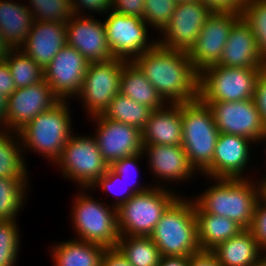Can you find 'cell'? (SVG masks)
I'll return each instance as SVG.
<instances>
[{
    "label": "cell",
    "instance_id": "52a82bcc",
    "mask_svg": "<svg viewBox=\"0 0 266 266\" xmlns=\"http://www.w3.org/2000/svg\"><path fill=\"white\" fill-rule=\"evenodd\" d=\"M264 69L209 66L199 73V99L202 102L253 99L257 78Z\"/></svg>",
    "mask_w": 266,
    "mask_h": 266
},
{
    "label": "cell",
    "instance_id": "5b68a950",
    "mask_svg": "<svg viewBox=\"0 0 266 266\" xmlns=\"http://www.w3.org/2000/svg\"><path fill=\"white\" fill-rule=\"evenodd\" d=\"M65 101L60 100L23 127L17 138L24 141L21 145L24 144L25 148L28 146L56 162L72 135L70 111Z\"/></svg>",
    "mask_w": 266,
    "mask_h": 266
},
{
    "label": "cell",
    "instance_id": "2e32d148",
    "mask_svg": "<svg viewBox=\"0 0 266 266\" xmlns=\"http://www.w3.org/2000/svg\"><path fill=\"white\" fill-rule=\"evenodd\" d=\"M59 101L45 80L16 89L7 98V129L12 128L14 135L17 134L36 116L49 110Z\"/></svg>",
    "mask_w": 266,
    "mask_h": 266
},
{
    "label": "cell",
    "instance_id": "9f6ffc18",
    "mask_svg": "<svg viewBox=\"0 0 266 266\" xmlns=\"http://www.w3.org/2000/svg\"><path fill=\"white\" fill-rule=\"evenodd\" d=\"M266 255V254H265ZM264 255V257H263V261L266 263V256Z\"/></svg>",
    "mask_w": 266,
    "mask_h": 266
},
{
    "label": "cell",
    "instance_id": "ffe728a7",
    "mask_svg": "<svg viewBox=\"0 0 266 266\" xmlns=\"http://www.w3.org/2000/svg\"><path fill=\"white\" fill-rule=\"evenodd\" d=\"M218 65L234 68H266L254 32L242 17L230 30Z\"/></svg>",
    "mask_w": 266,
    "mask_h": 266
},
{
    "label": "cell",
    "instance_id": "f35d334b",
    "mask_svg": "<svg viewBox=\"0 0 266 266\" xmlns=\"http://www.w3.org/2000/svg\"><path fill=\"white\" fill-rule=\"evenodd\" d=\"M249 230L252 232L259 247L266 251V197L263 194L256 203L253 221Z\"/></svg>",
    "mask_w": 266,
    "mask_h": 266
},
{
    "label": "cell",
    "instance_id": "e575fe53",
    "mask_svg": "<svg viewBox=\"0 0 266 266\" xmlns=\"http://www.w3.org/2000/svg\"><path fill=\"white\" fill-rule=\"evenodd\" d=\"M30 2L32 6L30 12H33L36 21L66 24L73 15L71 0H30Z\"/></svg>",
    "mask_w": 266,
    "mask_h": 266
},
{
    "label": "cell",
    "instance_id": "4316f807",
    "mask_svg": "<svg viewBox=\"0 0 266 266\" xmlns=\"http://www.w3.org/2000/svg\"><path fill=\"white\" fill-rule=\"evenodd\" d=\"M201 250L212 251L219 244L244 230L235 221L209 213H195Z\"/></svg>",
    "mask_w": 266,
    "mask_h": 266
},
{
    "label": "cell",
    "instance_id": "9a60e30c",
    "mask_svg": "<svg viewBox=\"0 0 266 266\" xmlns=\"http://www.w3.org/2000/svg\"><path fill=\"white\" fill-rule=\"evenodd\" d=\"M88 64L81 53L66 44L43 69L44 80L60 100L78 96Z\"/></svg>",
    "mask_w": 266,
    "mask_h": 266
},
{
    "label": "cell",
    "instance_id": "f1b7e54d",
    "mask_svg": "<svg viewBox=\"0 0 266 266\" xmlns=\"http://www.w3.org/2000/svg\"><path fill=\"white\" fill-rule=\"evenodd\" d=\"M154 110L118 93L103 115L106 118L143 130Z\"/></svg>",
    "mask_w": 266,
    "mask_h": 266
},
{
    "label": "cell",
    "instance_id": "9c48e42d",
    "mask_svg": "<svg viewBox=\"0 0 266 266\" xmlns=\"http://www.w3.org/2000/svg\"><path fill=\"white\" fill-rule=\"evenodd\" d=\"M56 162L57 165L60 163L64 176L77 181L84 189L92 188L109 167L102 158L95 137L90 136L71 135Z\"/></svg>",
    "mask_w": 266,
    "mask_h": 266
},
{
    "label": "cell",
    "instance_id": "7a4b0ae2",
    "mask_svg": "<svg viewBox=\"0 0 266 266\" xmlns=\"http://www.w3.org/2000/svg\"><path fill=\"white\" fill-rule=\"evenodd\" d=\"M214 181L217 183L213 187L194 200L195 213L227 217L243 229H250L262 186H254L243 178H214Z\"/></svg>",
    "mask_w": 266,
    "mask_h": 266
},
{
    "label": "cell",
    "instance_id": "681fc988",
    "mask_svg": "<svg viewBox=\"0 0 266 266\" xmlns=\"http://www.w3.org/2000/svg\"><path fill=\"white\" fill-rule=\"evenodd\" d=\"M12 50L13 48L6 41L4 35L0 32V62L4 61Z\"/></svg>",
    "mask_w": 266,
    "mask_h": 266
},
{
    "label": "cell",
    "instance_id": "d4e9b609",
    "mask_svg": "<svg viewBox=\"0 0 266 266\" xmlns=\"http://www.w3.org/2000/svg\"><path fill=\"white\" fill-rule=\"evenodd\" d=\"M120 93L153 110L162 109L166 104L158 91L145 78L144 73L131 60L123 64Z\"/></svg>",
    "mask_w": 266,
    "mask_h": 266
},
{
    "label": "cell",
    "instance_id": "d590c367",
    "mask_svg": "<svg viewBox=\"0 0 266 266\" xmlns=\"http://www.w3.org/2000/svg\"><path fill=\"white\" fill-rule=\"evenodd\" d=\"M15 220L0 221V266H13L19 251L18 226Z\"/></svg>",
    "mask_w": 266,
    "mask_h": 266
},
{
    "label": "cell",
    "instance_id": "6da1fadb",
    "mask_svg": "<svg viewBox=\"0 0 266 266\" xmlns=\"http://www.w3.org/2000/svg\"><path fill=\"white\" fill-rule=\"evenodd\" d=\"M133 62L162 98L170 100L169 104L199 99V73L186 51L168 49L157 43Z\"/></svg>",
    "mask_w": 266,
    "mask_h": 266
},
{
    "label": "cell",
    "instance_id": "ac0fdd59",
    "mask_svg": "<svg viewBox=\"0 0 266 266\" xmlns=\"http://www.w3.org/2000/svg\"><path fill=\"white\" fill-rule=\"evenodd\" d=\"M80 14H73L66 23L67 45L74 47L89 63L114 58L107 44L105 24Z\"/></svg>",
    "mask_w": 266,
    "mask_h": 266
},
{
    "label": "cell",
    "instance_id": "b9f144b4",
    "mask_svg": "<svg viewBox=\"0 0 266 266\" xmlns=\"http://www.w3.org/2000/svg\"><path fill=\"white\" fill-rule=\"evenodd\" d=\"M78 1V2H77ZM79 4V5H78ZM83 5V6H82ZM90 9L94 12H107L111 9V0H71V7L73 9V14L77 15L80 11H82V7ZM80 7V9H78ZM80 10V11H79Z\"/></svg>",
    "mask_w": 266,
    "mask_h": 266
},
{
    "label": "cell",
    "instance_id": "f546056e",
    "mask_svg": "<svg viewBox=\"0 0 266 266\" xmlns=\"http://www.w3.org/2000/svg\"><path fill=\"white\" fill-rule=\"evenodd\" d=\"M116 248L133 266H158L161 254L150 237L120 236Z\"/></svg>",
    "mask_w": 266,
    "mask_h": 266
},
{
    "label": "cell",
    "instance_id": "44dd1931",
    "mask_svg": "<svg viewBox=\"0 0 266 266\" xmlns=\"http://www.w3.org/2000/svg\"><path fill=\"white\" fill-rule=\"evenodd\" d=\"M66 37V24L34 20L20 49L44 69L67 44Z\"/></svg>",
    "mask_w": 266,
    "mask_h": 266
},
{
    "label": "cell",
    "instance_id": "3957f363",
    "mask_svg": "<svg viewBox=\"0 0 266 266\" xmlns=\"http://www.w3.org/2000/svg\"><path fill=\"white\" fill-rule=\"evenodd\" d=\"M178 197L164 212L149 236L161 256H190L201 251L195 203Z\"/></svg>",
    "mask_w": 266,
    "mask_h": 266
},
{
    "label": "cell",
    "instance_id": "74e56055",
    "mask_svg": "<svg viewBox=\"0 0 266 266\" xmlns=\"http://www.w3.org/2000/svg\"><path fill=\"white\" fill-rule=\"evenodd\" d=\"M120 179L119 174H117L110 166L108 167V169L106 170V173L100 177L94 184L92 187H98L100 185V188H102L104 191H114V185L116 182H118V180ZM120 182V181H119ZM135 184H133V187L131 189V186H129L128 188L125 189V193L122 197H120V199L118 200V202L116 201V204H113V206L117 209L119 206H121L123 203H125L126 201H128L132 196H134V194L136 193H140L143 191H146L147 189H149L150 187H140L138 186V188L136 186H134ZM128 186V185H127ZM136 187V188H135ZM118 189V188H117ZM117 192V191H116ZM114 193L116 196L118 195V193ZM122 192V191H121ZM113 193V192H112ZM120 194H123L120 193ZM119 194V195H120Z\"/></svg>",
    "mask_w": 266,
    "mask_h": 266
},
{
    "label": "cell",
    "instance_id": "30bf717a",
    "mask_svg": "<svg viewBox=\"0 0 266 266\" xmlns=\"http://www.w3.org/2000/svg\"><path fill=\"white\" fill-rule=\"evenodd\" d=\"M125 61L112 58L108 61L88 64L78 97L82 96V102L91 114L89 116L103 114L112 99L120 93L121 72Z\"/></svg>",
    "mask_w": 266,
    "mask_h": 266
},
{
    "label": "cell",
    "instance_id": "8992f818",
    "mask_svg": "<svg viewBox=\"0 0 266 266\" xmlns=\"http://www.w3.org/2000/svg\"><path fill=\"white\" fill-rule=\"evenodd\" d=\"M152 188L134 194L117 208L120 236L149 237L164 212L178 198L163 187Z\"/></svg>",
    "mask_w": 266,
    "mask_h": 266
},
{
    "label": "cell",
    "instance_id": "8fae6325",
    "mask_svg": "<svg viewBox=\"0 0 266 266\" xmlns=\"http://www.w3.org/2000/svg\"><path fill=\"white\" fill-rule=\"evenodd\" d=\"M240 18L241 12L213 11L206 19L195 44L187 52L198 73L219 64L230 30Z\"/></svg>",
    "mask_w": 266,
    "mask_h": 266
},
{
    "label": "cell",
    "instance_id": "ee69618b",
    "mask_svg": "<svg viewBox=\"0 0 266 266\" xmlns=\"http://www.w3.org/2000/svg\"><path fill=\"white\" fill-rule=\"evenodd\" d=\"M16 90L7 62H0V94L8 98Z\"/></svg>",
    "mask_w": 266,
    "mask_h": 266
},
{
    "label": "cell",
    "instance_id": "7402d4cb",
    "mask_svg": "<svg viewBox=\"0 0 266 266\" xmlns=\"http://www.w3.org/2000/svg\"><path fill=\"white\" fill-rule=\"evenodd\" d=\"M169 108L164 107L151 113L141 131L143 146L150 144L182 146L181 103L170 104Z\"/></svg>",
    "mask_w": 266,
    "mask_h": 266
},
{
    "label": "cell",
    "instance_id": "f5cc1de1",
    "mask_svg": "<svg viewBox=\"0 0 266 266\" xmlns=\"http://www.w3.org/2000/svg\"><path fill=\"white\" fill-rule=\"evenodd\" d=\"M263 139H266V133H265ZM259 184H260V185L262 186V188H263V187L266 185V178H265V180H262L261 183H259Z\"/></svg>",
    "mask_w": 266,
    "mask_h": 266
},
{
    "label": "cell",
    "instance_id": "d6986e66",
    "mask_svg": "<svg viewBox=\"0 0 266 266\" xmlns=\"http://www.w3.org/2000/svg\"><path fill=\"white\" fill-rule=\"evenodd\" d=\"M250 142L242 136L219 133L212 163L203 173L210 178H243Z\"/></svg>",
    "mask_w": 266,
    "mask_h": 266
},
{
    "label": "cell",
    "instance_id": "c3c4849f",
    "mask_svg": "<svg viewBox=\"0 0 266 266\" xmlns=\"http://www.w3.org/2000/svg\"><path fill=\"white\" fill-rule=\"evenodd\" d=\"M158 266H189V256H161Z\"/></svg>",
    "mask_w": 266,
    "mask_h": 266
},
{
    "label": "cell",
    "instance_id": "f907efd6",
    "mask_svg": "<svg viewBox=\"0 0 266 266\" xmlns=\"http://www.w3.org/2000/svg\"><path fill=\"white\" fill-rule=\"evenodd\" d=\"M0 124L7 128V98L0 94Z\"/></svg>",
    "mask_w": 266,
    "mask_h": 266
},
{
    "label": "cell",
    "instance_id": "e0dca14e",
    "mask_svg": "<svg viewBox=\"0 0 266 266\" xmlns=\"http://www.w3.org/2000/svg\"><path fill=\"white\" fill-rule=\"evenodd\" d=\"M98 122L95 139L103 160L111 166L115 161L142 152V133L134 126L106 118L92 116Z\"/></svg>",
    "mask_w": 266,
    "mask_h": 266
},
{
    "label": "cell",
    "instance_id": "8d00e7d4",
    "mask_svg": "<svg viewBox=\"0 0 266 266\" xmlns=\"http://www.w3.org/2000/svg\"><path fill=\"white\" fill-rule=\"evenodd\" d=\"M176 5V0H144L142 19L162 31L170 23Z\"/></svg>",
    "mask_w": 266,
    "mask_h": 266
},
{
    "label": "cell",
    "instance_id": "484cf974",
    "mask_svg": "<svg viewBox=\"0 0 266 266\" xmlns=\"http://www.w3.org/2000/svg\"><path fill=\"white\" fill-rule=\"evenodd\" d=\"M33 23L34 17L28 5L0 1V32L13 49H20Z\"/></svg>",
    "mask_w": 266,
    "mask_h": 266
},
{
    "label": "cell",
    "instance_id": "1f68e13d",
    "mask_svg": "<svg viewBox=\"0 0 266 266\" xmlns=\"http://www.w3.org/2000/svg\"><path fill=\"white\" fill-rule=\"evenodd\" d=\"M3 129L4 132L0 130V178H27L26 165L22 158L23 149L18 147L11 134L5 132L6 128Z\"/></svg>",
    "mask_w": 266,
    "mask_h": 266
},
{
    "label": "cell",
    "instance_id": "816d5d0a",
    "mask_svg": "<svg viewBox=\"0 0 266 266\" xmlns=\"http://www.w3.org/2000/svg\"><path fill=\"white\" fill-rule=\"evenodd\" d=\"M197 0H176L177 3H186V2H194Z\"/></svg>",
    "mask_w": 266,
    "mask_h": 266
},
{
    "label": "cell",
    "instance_id": "5bb4252c",
    "mask_svg": "<svg viewBox=\"0 0 266 266\" xmlns=\"http://www.w3.org/2000/svg\"><path fill=\"white\" fill-rule=\"evenodd\" d=\"M212 12L213 10L200 0L177 3L170 23L162 30V36L165 38L157 43L168 49L188 52Z\"/></svg>",
    "mask_w": 266,
    "mask_h": 266
},
{
    "label": "cell",
    "instance_id": "db71d44e",
    "mask_svg": "<svg viewBox=\"0 0 266 266\" xmlns=\"http://www.w3.org/2000/svg\"><path fill=\"white\" fill-rule=\"evenodd\" d=\"M254 266H266V263L262 260L259 264H256Z\"/></svg>",
    "mask_w": 266,
    "mask_h": 266
},
{
    "label": "cell",
    "instance_id": "d6a6232c",
    "mask_svg": "<svg viewBox=\"0 0 266 266\" xmlns=\"http://www.w3.org/2000/svg\"><path fill=\"white\" fill-rule=\"evenodd\" d=\"M26 181L27 178H0V221L16 218L26 196Z\"/></svg>",
    "mask_w": 266,
    "mask_h": 266
},
{
    "label": "cell",
    "instance_id": "7bdbcfd3",
    "mask_svg": "<svg viewBox=\"0 0 266 266\" xmlns=\"http://www.w3.org/2000/svg\"><path fill=\"white\" fill-rule=\"evenodd\" d=\"M143 154L144 153L142 151V152L136 153L134 155H131V156H128V157H125V158H121V159L115 161L110 167L117 174H119L121 180H123L122 178H124V177H125L124 178V180H125V179L129 178L130 171L133 170V168L136 166V162L138 161V159H140L139 157L143 156ZM132 182H134V181H132ZM129 185H132V184L129 183Z\"/></svg>",
    "mask_w": 266,
    "mask_h": 266
},
{
    "label": "cell",
    "instance_id": "ab89813d",
    "mask_svg": "<svg viewBox=\"0 0 266 266\" xmlns=\"http://www.w3.org/2000/svg\"><path fill=\"white\" fill-rule=\"evenodd\" d=\"M111 10L120 14L137 16L144 15V0H111Z\"/></svg>",
    "mask_w": 266,
    "mask_h": 266
},
{
    "label": "cell",
    "instance_id": "7dc6e473",
    "mask_svg": "<svg viewBox=\"0 0 266 266\" xmlns=\"http://www.w3.org/2000/svg\"><path fill=\"white\" fill-rule=\"evenodd\" d=\"M189 266H221L212 251L201 250L189 256Z\"/></svg>",
    "mask_w": 266,
    "mask_h": 266
},
{
    "label": "cell",
    "instance_id": "60d3db41",
    "mask_svg": "<svg viewBox=\"0 0 266 266\" xmlns=\"http://www.w3.org/2000/svg\"><path fill=\"white\" fill-rule=\"evenodd\" d=\"M254 100L257 104L263 124L266 127V69L257 78Z\"/></svg>",
    "mask_w": 266,
    "mask_h": 266
},
{
    "label": "cell",
    "instance_id": "cb8c5ba5",
    "mask_svg": "<svg viewBox=\"0 0 266 266\" xmlns=\"http://www.w3.org/2000/svg\"><path fill=\"white\" fill-rule=\"evenodd\" d=\"M260 251L262 249L249 229L242 230L212 250L221 266H254L264 257Z\"/></svg>",
    "mask_w": 266,
    "mask_h": 266
},
{
    "label": "cell",
    "instance_id": "4dcf8cb0",
    "mask_svg": "<svg viewBox=\"0 0 266 266\" xmlns=\"http://www.w3.org/2000/svg\"><path fill=\"white\" fill-rule=\"evenodd\" d=\"M15 50V51H14ZM13 49L5 58L16 89L34 85L44 80V70L36 64L23 50Z\"/></svg>",
    "mask_w": 266,
    "mask_h": 266
},
{
    "label": "cell",
    "instance_id": "7c38bea8",
    "mask_svg": "<svg viewBox=\"0 0 266 266\" xmlns=\"http://www.w3.org/2000/svg\"><path fill=\"white\" fill-rule=\"evenodd\" d=\"M212 111L219 133L238 135L257 142L263 140L266 127L253 99L235 102H203Z\"/></svg>",
    "mask_w": 266,
    "mask_h": 266
},
{
    "label": "cell",
    "instance_id": "836d02e7",
    "mask_svg": "<svg viewBox=\"0 0 266 266\" xmlns=\"http://www.w3.org/2000/svg\"><path fill=\"white\" fill-rule=\"evenodd\" d=\"M241 17L254 32L261 58L266 64V0H246Z\"/></svg>",
    "mask_w": 266,
    "mask_h": 266
},
{
    "label": "cell",
    "instance_id": "83f0119b",
    "mask_svg": "<svg viewBox=\"0 0 266 266\" xmlns=\"http://www.w3.org/2000/svg\"><path fill=\"white\" fill-rule=\"evenodd\" d=\"M105 249L100 244L82 240L63 242L53 248L54 266H101Z\"/></svg>",
    "mask_w": 266,
    "mask_h": 266
},
{
    "label": "cell",
    "instance_id": "277c9868",
    "mask_svg": "<svg viewBox=\"0 0 266 266\" xmlns=\"http://www.w3.org/2000/svg\"><path fill=\"white\" fill-rule=\"evenodd\" d=\"M182 147L190 165L204 172L212 163L219 130L212 111L200 99L181 103ZM196 167V168H195Z\"/></svg>",
    "mask_w": 266,
    "mask_h": 266
},
{
    "label": "cell",
    "instance_id": "4fadbf2b",
    "mask_svg": "<svg viewBox=\"0 0 266 266\" xmlns=\"http://www.w3.org/2000/svg\"><path fill=\"white\" fill-rule=\"evenodd\" d=\"M109 13L110 15L104 22L105 33L107 44L114 58L126 61L132 59L133 61L157 44L156 41L148 44V31L145 26L147 24L142 18L120 14L116 11Z\"/></svg>",
    "mask_w": 266,
    "mask_h": 266
},
{
    "label": "cell",
    "instance_id": "ba28073f",
    "mask_svg": "<svg viewBox=\"0 0 266 266\" xmlns=\"http://www.w3.org/2000/svg\"><path fill=\"white\" fill-rule=\"evenodd\" d=\"M89 195L82 193L75 198L73 223L79 240L97 243L105 248H114L120 238L117 209L108 208Z\"/></svg>",
    "mask_w": 266,
    "mask_h": 266
},
{
    "label": "cell",
    "instance_id": "11a10c76",
    "mask_svg": "<svg viewBox=\"0 0 266 266\" xmlns=\"http://www.w3.org/2000/svg\"><path fill=\"white\" fill-rule=\"evenodd\" d=\"M262 194L266 197V185L262 188Z\"/></svg>",
    "mask_w": 266,
    "mask_h": 266
},
{
    "label": "cell",
    "instance_id": "603a6c76",
    "mask_svg": "<svg viewBox=\"0 0 266 266\" xmlns=\"http://www.w3.org/2000/svg\"><path fill=\"white\" fill-rule=\"evenodd\" d=\"M142 151L148 153L153 173L164 180H187L195 171L182 146L150 144L144 145Z\"/></svg>",
    "mask_w": 266,
    "mask_h": 266
},
{
    "label": "cell",
    "instance_id": "bcb514c9",
    "mask_svg": "<svg viewBox=\"0 0 266 266\" xmlns=\"http://www.w3.org/2000/svg\"><path fill=\"white\" fill-rule=\"evenodd\" d=\"M213 11H236L241 12L246 0H200Z\"/></svg>",
    "mask_w": 266,
    "mask_h": 266
},
{
    "label": "cell",
    "instance_id": "f6af8a7d",
    "mask_svg": "<svg viewBox=\"0 0 266 266\" xmlns=\"http://www.w3.org/2000/svg\"><path fill=\"white\" fill-rule=\"evenodd\" d=\"M101 266H133L116 248H106L101 259Z\"/></svg>",
    "mask_w": 266,
    "mask_h": 266
}]
</instances>
